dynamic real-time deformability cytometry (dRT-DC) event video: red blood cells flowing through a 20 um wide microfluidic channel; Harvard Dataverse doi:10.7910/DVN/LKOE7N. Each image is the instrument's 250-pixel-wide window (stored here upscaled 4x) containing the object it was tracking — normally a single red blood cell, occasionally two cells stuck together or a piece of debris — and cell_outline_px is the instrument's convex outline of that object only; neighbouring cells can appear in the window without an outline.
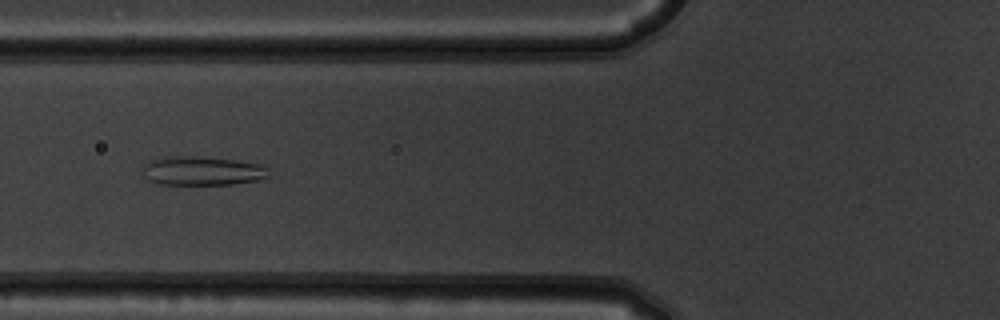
{"species": "common noctule bat (a hibernating species)", "species_latin": "Nyctalus noctula", "temperature_condition": "warm", "stored_images_in_passage": 5, "camera_frame_rate_fps": 3000, "um_per_image_px": 0.085, "animal": {"sex": "male", "body_mass_g": 19.5, "forearm_length_mm": 54.6}, "frame": {"image": 1, "passage_image": 5, "time_ms": 1.333, "image_size_px": [1000, 320], "cell_outline_px": [[268, 176], [256, 180], [232, 184], [156, 184], [148, 180], [140, 172], [144, 164], [148, 160], [164, 156], [196, 156], [232, 160], [256, 164], [268, 168]], "centroid_in_image_um": [17.06, 14.52], "position_along_channel_um": 108.7, "area_um2": 21.27}}